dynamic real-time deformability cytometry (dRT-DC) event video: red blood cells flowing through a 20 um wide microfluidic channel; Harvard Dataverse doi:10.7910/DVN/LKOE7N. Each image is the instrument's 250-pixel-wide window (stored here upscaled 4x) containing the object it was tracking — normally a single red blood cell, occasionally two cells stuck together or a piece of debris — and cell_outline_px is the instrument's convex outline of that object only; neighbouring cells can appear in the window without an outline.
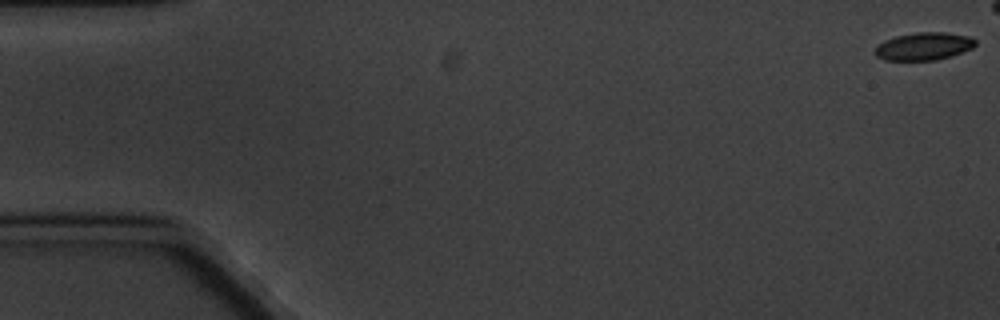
{"species": "common noctule bat (a hibernating species)", "species_latin": "Nyctalus noctula", "temperature_condition": "cold", "stored_images_in_passage": 6, "camera_frame_rate_fps": 3000, "um_per_image_px": 0.085, "animal": {"sex": "male", "body_mass_g": 20.1, "forearm_length_mm": 53.5}, "frame": {"image": 1, "passage_image": 1, "time_ms": 0.0, "image_size_px": [1000, 320], "cell_outline_px": [[976, 44], [972, 48], [952, 56], [936, 60], [884, 60], [876, 56], [876, 48], [884, 40], [896, 36], [916, 32], [944, 32], [968, 36], [976, 40]], "centroid_in_image_um": [78.54, 3.93], "position_along_channel_um": 6.5, "area_um2": 16.13}}
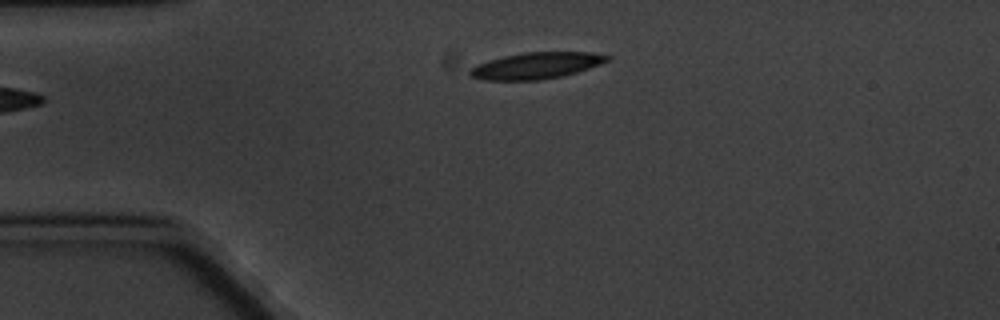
{"frame": {"image": 2, "passage_image": 6, "time_ms": 6.667, "image_size_px": [1000, 320], "cell_outline_px": [[612, 60], [576, 72], [560, 76], [540, 80], [484, 80], [472, 76], [468, 72], [468, 68], [476, 64], [488, 60], [504, 56], [524, 52], [588, 52], [612, 56]], "centroid_in_image_um": [45.56, 5.57], "position_along_channel_um": 39.4, "area_um2": 21.15}}